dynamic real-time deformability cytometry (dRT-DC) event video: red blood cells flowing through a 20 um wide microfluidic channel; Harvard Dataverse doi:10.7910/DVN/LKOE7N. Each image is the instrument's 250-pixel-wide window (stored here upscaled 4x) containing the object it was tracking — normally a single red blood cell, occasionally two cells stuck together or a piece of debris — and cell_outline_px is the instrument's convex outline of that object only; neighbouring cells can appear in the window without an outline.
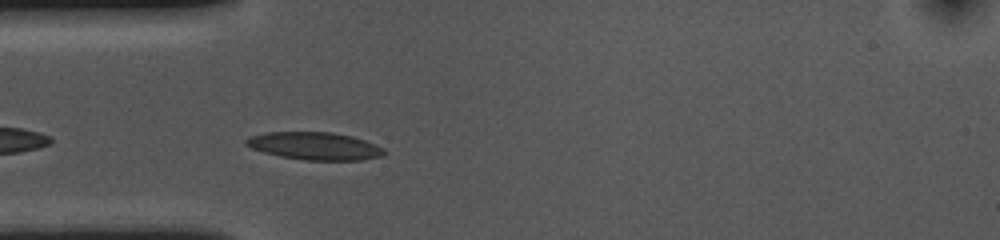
{"species": "common noctule bat (a hibernating species)", "species_latin": "Nyctalus noctula", "temperature_condition": "cold", "stored_images_in_passage": 36, "camera_frame_rate_fps": 3000, "um_per_image_px": 0.085, "animal": {"sex": "female", "body_mass_g": 10.0, "forearm_length_mm": 53.1}, "frame": {"image": 1, "passage_image": 3, "time_ms": 0.667, "image_size_px": [1000, 240], "cell_outline_px": [[388, 152], [380, 156], [360, 160], [304, 160], [280, 156], [264, 152], [252, 148], [244, 144], [244, 140], [248, 136], [268, 132], [332, 132], [352, 136], [364, 140], [384, 148]], "centroid_in_image_um": [26.73, 12.4], "position_along_channel_um": 58.3, "area_um2": 22.25}}
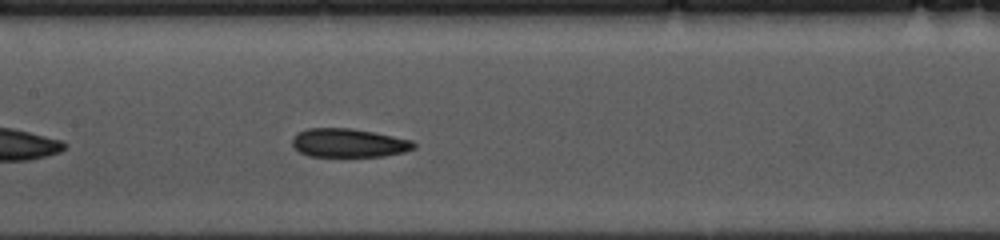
{"frame": {"image": 2, "passage_image": 13, "time_ms": 4.0, "image_size_px": [1000, 240], "cell_outline_px": [[416, 148], [404, 152], [384, 156], [308, 156], [300, 152], [292, 144], [292, 136], [296, 132], [308, 128], [352, 128], [412, 140], [416, 144]], "centroid_in_image_um": [29.62, 12.14], "position_along_channel_um": 177.8, "area_um2": 20.35}}
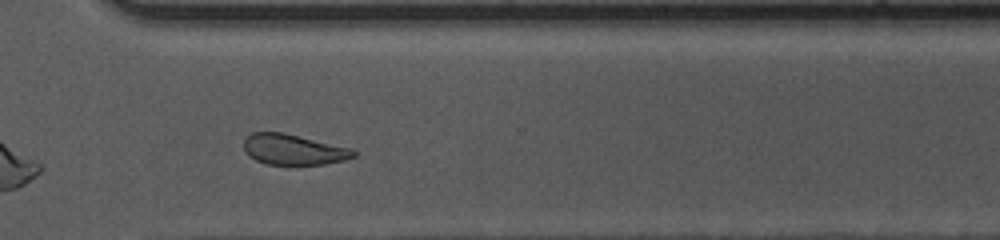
{"frame": {"image": 3, "passage_image": 27, "time_ms": 8.667, "image_size_px": [1000, 240], "cell_outline_px": [[356, 156], [344, 160], [324, 164], [268, 164], [256, 160], [248, 156], [244, 152], [244, 140], [252, 132], [280, 132], [352, 148], [356, 152]], "centroid_in_image_um": [24.93, 12.71], "position_along_channel_um": 345.7, "area_um2": 19.36}, "authors_computed_cell_mechanics": {"area_um2": 20.9236, "velocity_mm_per_s": 3.6009, "shape_relaxation_time_tau1_ms": 2.6715, "shape_relaxation_time_tau2_ms": 2.8055, "deformation_change_tau1": 0.1119, "deformation_change_tau2": 0.1032}}